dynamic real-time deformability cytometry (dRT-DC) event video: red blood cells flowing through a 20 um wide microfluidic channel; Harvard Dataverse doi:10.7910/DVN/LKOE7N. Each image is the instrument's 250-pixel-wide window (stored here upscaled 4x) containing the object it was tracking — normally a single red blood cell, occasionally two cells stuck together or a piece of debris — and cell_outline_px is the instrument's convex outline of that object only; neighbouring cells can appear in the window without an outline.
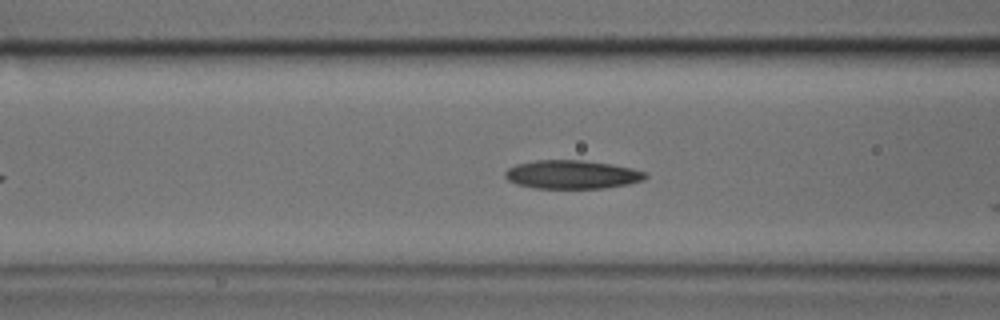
{"species": "common noctule bat (a hibernating species)", "species_latin": "Nyctalus noctula", "temperature_condition": "cold", "stored_images_in_passage": 9, "camera_frame_rate_fps": 3000, "um_per_image_px": 0.085, "animal": {"sex": "male", "body_mass_g": 17.9, "forearm_length_mm": 54.2}, "frame": {"image": 1, "passage_image": 5, "time_ms": 1.333, "image_size_px": [1000, 320], "cell_outline_px": [[648, 176], [644, 180], [628, 184], [604, 188], [536, 188], [516, 184], [508, 180], [504, 176], [504, 172], [508, 168], [516, 164], [536, 160], [584, 160], [612, 164], [632, 168], [644, 172]], "centroid_in_image_um": [48.61, 14.83], "position_along_channel_um": 118.0, "area_um2": 23.41}}